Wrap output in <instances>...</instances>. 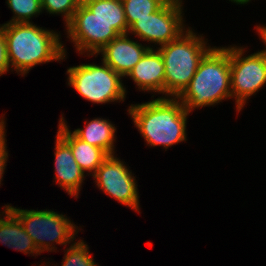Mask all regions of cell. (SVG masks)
I'll return each instance as SVG.
<instances>
[{
    "mask_svg": "<svg viewBox=\"0 0 266 266\" xmlns=\"http://www.w3.org/2000/svg\"><path fill=\"white\" fill-rule=\"evenodd\" d=\"M5 34L10 68L20 75L38 64L66 58V49L58 33L42 29L33 23H5Z\"/></svg>",
    "mask_w": 266,
    "mask_h": 266,
    "instance_id": "6da1fadb",
    "label": "cell"
},
{
    "mask_svg": "<svg viewBox=\"0 0 266 266\" xmlns=\"http://www.w3.org/2000/svg\"><path fill=\"white\" fill-rule=\"evenodd\" d=\"M135 127L149 146H169L186 141L188 113L177 97H160L128 108Z\"/></svg>",
    "mask_w": 266,
    "mask_h": 266,
    "instance_id": "7a4b0ae2",
    "label": "cell"
},
{
    "mask_svg": "<svg viewBox=\"0 0 266 266\" xmlns=\"http://www.w3.org/2000/svg\"><path fill=\"white\" fill-rule=\"evenodd\" d=\"M232 97L230 47H212L200 61L189 85L177 97L190 113Z\"/></svg>",
    "mask_w": 266,
    "mask_h": 266,
    "instance_id": "3957f363",
    "label": "cell"
},
{
    "mask_svg": "<svg viewBox=\"0 0 266 266\" xmlns=\"http://www.w3.org/2000/svg\"><path fill=\"white\" fill-rule=\"evenodd\" d=\"M190 28L177 39L158 47L164 61V94L178 97L189 85L198 65L212 48Z\"/></svg>",
    "mask_w": 266,
    "mask_h": 266,
    "instance_id": "277c9868",
    "label": "cell"
},
{
    "mask_svg": "<svg viewBox=\"0 0 266 266\" xmlns=\"http://www.w3.org/2000/svg\"><path fill=\"white\" fill-rule=\"evenodd\" d=\"M67 75L69 86L90 102L105 104L126 98L122 76L104 61L101 66L92 63L70 67Z\"/></svg>",
    "mask_w": 266,
    "mask_h": 266,
    "instance_id": "5b68a950",
    "label": "cell"
},
{
    "mask_svg": "<svg viewBox=\"0 0 266 266\" xmlns=\"http://www.w3.org/2000/svg\"><path fill=\"white\" fill-rule=\"evenodd\" d=\"M4 207L10 209L19 218L40 253L56 250L54 242L58 245L74 242L75 235L78 233V226L76 227L67 216L52 210H22L8 204Z\"/></svg>",
    "mask_w": 266,
    "mask_h": 266,
    "instance_id": "8992f818",
    "label": "cell"
},
{
    "mask_svg": "<svg viewBox=\"0 0 266 266\" xmlns=\"http://www.w3.org/2000/svg\"><path fill=\"white\" fill-rule=\"evenodd\" d=\"M244 49L230 47L231 93L238 112L266 84V54L258 51L245 57Z\"/></svg>",
    "mask_w": 266,
    "mask_h": 266,
    "instance_id": "52a82bcc",
    "label": "cell"
},
{
    "mask_svg": "<svg viewBox=\"0 0 266 266\" xmlns=\"http://www.w3.org/2000/svg\"><path fill=\"white\" fill-rule=\"evenodd\" d=\"M182 1L167 0L149 17L137 19L128 30L143 41L157 43L160 46L177 39L184 30Z\"/></svg>",
    "mask_w": 266,
    "mask_h": 266,
    "instance_id": "ba28073f",
    "label": "cell"
},
{
    "mask_svg": "<svg viewBox=\"0 0 266 266\" xmlns=\"http://www.w3.org/2000/svg\"><path fill=\"white\" fill-rule=\"evenodd\" d=\"M67 37L74 42L80 54L96 55L105 45L119 34L111 25L97 18L83 3L75 11L71 21L66 25Z\"/></svg>",
    "mask_w": 266,
    "mask_h": 266,
    "instance_id": "9c48e42d",
    "label": "cell"
},
{
    "mask_svg": "<svg viewBox=\"0 0 266 266\" xmlns=\"http://www.w3.org/2000/svg\"><path fill=\"white\" fill-rule=\"evenodd\" d=\"M93 177L98 188L105 194L140 212L136 179L119 158L109 155Z\"/></svg>",
    "mask_w": 266,
    "mask_h": 266,
    "instance_id": "30bf717a",
    "label": "cell"
},
{
    "mask_svg": "<svg viewBox=\"0 0 266 266\" xmlns=\"http://www.w3.org/2000/svg\"><path fill=\"white\" fill-rule=\"evenodd\" d=\"M128 35V33L118 35L97 53V55L101 53L102 61L122 77H127L146 51L152 48L129 39Z\"/></svg>",
    "mask_w": 266,
    "mask_h": 266,
    "instance_id": "8fae6325",
    "label": "cell"
},
{
    "mask_svg": "<svg viewBox=\"0 0 266 266\" xmlns=\"http://www.w3.org/2000/svg\"><path fill=\"white\" fill-rule=\"evenodd\" d=\"M55 183L68 195L78 197L85 173L75 161L70 146L57 134L55 142Z\"/></svg>",
    "mask_w": 266,
    "mask_h": 266,
    "instance_id": "7c38bea8",
    "label": "cell"
},
{
    "mask_svg": "<svg viewBox=\"0 0 266 266\" xmlns=\"http://www.w3.org/2000/svg\"><path fill=\"white\" fill-rule=\"evenodd\" d=\"M127 76L131 77L139 90L164 94V61L159 50L149 48Z\"/></svg>",
    "mask_w": 266,
    "mask_h": 266,
    "instance_id": "4fadbf2b",
    "label": "cell"
},
{
    "mask_svg": "<svg viewBox=\"0 0 266 266\" xmlns=\"http://www.w3.org/2000/svg\"><path fill=\"white\" fill-rule=\"evenodd\" d=\"M65 122L62 116L59 120L57 134L70 146L73 157L81 170L84 173L91 172L93 176L108 155L102 149L79 139L68 129L69 126Z\"/></svg>",
    "mask_w": 266,
    "mask_h": 266,
    "instance_id": "5bb4252c",
    "label": "cell"
},
{
    "mask_svg": "<svg viewBox=\"0 0 266 266\" xmlns=\"http://www.w3.org/2000/svg\"><path fill=\"white\" fill-rule=\"evenodd\" d=\"M0 218V243L9 248H13L24 254L40 255V252L33 239L26 233L19 218L10 210L3 209Z\"/></svg>",
    "mask_w": 266,
    "mask_h": 266,
    "instance_id": "9a60e30c",
    "label": "cell"
},
{
    "mask_svg": "<svg viewBox=\"0 0 266 266\" xmlns=\"http://www.w3.org/2000/svg\"><path fill=\"white\" fill-rule=\"evenodd\" d=\"M86 128H78L72 131L79 139L90 145L102 149L108 156L114 155V141L116 127L108 120L94 118L85 122Z\"/></svg>",
    "mask_w": 266,
    "mask_h": 266,
    "instance_id": "2e32d148",
    "label": "cell"
},
{
    "mask_svg": "<svg viewBox=\"0 0 266 266\" xmlns=\"http://www.w3.org/2000/svg\"><path fill=\"white\" fill-rule=\"evenodd\" d=\"M82 3L97 18L109 23L119 35L128 33L122 0H82Z\"/></svg>",
    "mask_w": 266,
    "mask_h": 266,
    "instance_id": "e0dca14e",
    "label": "cell"
},
{
    "mask_svg": "<svg viewBox=\"0 0 266 266\" xmlns=\"http://www.w3.org/2000/svg\"><path fill=\"white\" fill-rule=\"evenodd\" d=\"M167 0H122L126 22L130 27L137 19L149 17Z\"/></svg>",
    "mask_w": 266,
    "mask_h": 266,
    "instance_id": "ac0fdd59",
    "label": "cell"
},
{
    "mask_svg": "<svg viewBox=\"0 0 266 266\" xmlns=\"http://www.w3.org/2000/svg\"><path fill=\"white\" fill-rule=\"evenodd\" d=\"M6 3L14 13L7 23H30L31 17L42 13L41 0H7Z\"/></svg>",
    "mask_w": 266,
    "mask_h": 266,
    "instance_id": "d6986e66",
    "label": "cell"
},
{
    "mask_svg": "<svg viewBox=\"0 0 266 266\" xmlns=\"http://www.w3.org/2000/svg\"><path fill=\"white\" fill-rule=\"evenodd\" d=\"M89 252V247L83 240L72 243L65 250V257L61 262L62 266H99L96 265Z\"/></svg>",
    "mask_w": 266,
    "mask_h": 266,
    "instance_id": "ffe728a7",
    "label": "cell"
},
{
    "mask_svg": "<svg viewBox=\"0 0 266 266\" xmlns=\"http://www.w3.org/2000/svg\"><path fill=\"white\" fill-rule=\"evenodd\" d=\"M81 3L82 0H41V8L49 14H62L67 25Z\"/></svg>",
    "mask_w": 266,
    "mask_h": 266,
    "instance_id": "44dd1931",
    "label": "cell"
},
{
    "mask_svg": "<svg viewBox=\"0 0 266 266\" xmlns=\"http://www.w3.org/2000/svg\"><path fill=\"white\" fill-rule=\"evenodd\" d=\"M5 139V121L3 117L0 120V184L4 174V169L7 166L8 160V151H7V144Z\"/></svg>",
    "mask_w": 266,
    "mask_h": 266,
    "instance_id": "7402d4cb",
    "label": "cell"
},
{
    "mask_svg": "<svg viewBox=\"0 0 266 266\" xmlns=\"http://www.w3.org/2000/svg\"><path fill=\"white\" fill-rule=\"evenodd\" d=\"M10 67L5 34L3 30H0V76L8 72Z\"/></svg>",
    "mask_w": 266,
    "mask_h": 266,
    "instance_id": "603a6c76",
    "label": "cell"
},
{
    "mask_svg": "<svg viewBox=\"0 0 266 266\" xmlns=\"http://www.w3.org/2000/svg\"><path fill=\"white\" fill-rule=\"evenodd\" d=\"M259 35H260V38H262V42H264V44L266 45V27L264 26H257L256 27ZM266 48V47H265ZM265 54H266V49L265 50H262Z\"/></svg>",
    "mask_w": 266,
    "mask_h": 266,
    "instance_id": "cb8c5ba5",
    "label": "cell"
},
{
    "mask_svg": "<svg viewBox=\"0 0 266 266\" xmlns=\"http://www.w3.org/2000/svg\"><path fill=\"white\" fill-rule=\"evenodd\" d=\"M229 1L236 3V4H247L251 0H229Z\"/></svg>",
    "mask_w": 266,
    "mask_h": 266,
    "instance_id": "d4e9b609",
    "label": "cell"
},
{
    "mask_svg": "<svg viewBox=\"0 0 266 266\" xmlns=\"http://www.w3.org/2000/svg\"><path fill=\"white\" fill-rule=\"evenodd\" d=\"M3 27H4V24L0 25V30H2V29H3Z\"/></svg>",
    "mask_w": 266,
    "mask_h": 266,
    "instance_id": "484cf974",
    "label": "cell"
}]
</instances>
